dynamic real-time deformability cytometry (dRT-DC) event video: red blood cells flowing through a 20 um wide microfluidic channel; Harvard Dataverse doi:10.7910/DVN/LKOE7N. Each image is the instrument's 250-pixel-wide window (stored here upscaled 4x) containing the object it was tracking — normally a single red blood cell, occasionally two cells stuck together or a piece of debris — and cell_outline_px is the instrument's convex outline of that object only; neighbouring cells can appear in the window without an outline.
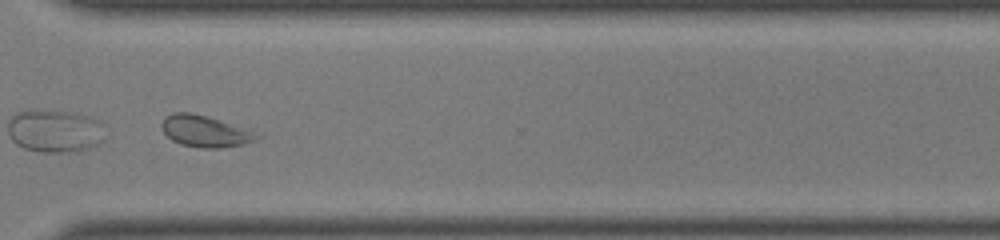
{"species": "common noctule bat (a hibernating species)", "species_latin": "Nyctalus noctula", "temperature_condition": "room temperature", "stored_images_in_passage": 33, "camera_frame_rate_fps": 3000, "um_per_image_px": 0.085, "animal": {"sex": "male", "body_mass_g": 19.0, "forearm_length_mm": 50.8}, "frame": {"image": 1, "passage_image": 24, "time_ms": 7.667, "image_size_px": [1000, 240], "cell_outline_px": [[264, 136], [256, 140], [244, 144], [220, 148], [200, 148], [180, 144], [172, 140], [164, 132], [160, 124], [164, 116], [172, 112], [188, 112], [252, 128], [264, 132]], "centroid_in_image_um": [17.55, 11.15], "position_along_channel_um": 353.1, "area_um2": 18.09}, "authors_computed_cell_mechanics": {"area_um2": 17.3978, "velocity_mm_per_s": 4.0872, "shape_relaxation_time_tau1_ms": 3.8696, "shape_relaxation_time_tau2_ms": 1.9207, "deformation_change_tau1": 0.1002, "deformation_change_tau2": 0.0884}}